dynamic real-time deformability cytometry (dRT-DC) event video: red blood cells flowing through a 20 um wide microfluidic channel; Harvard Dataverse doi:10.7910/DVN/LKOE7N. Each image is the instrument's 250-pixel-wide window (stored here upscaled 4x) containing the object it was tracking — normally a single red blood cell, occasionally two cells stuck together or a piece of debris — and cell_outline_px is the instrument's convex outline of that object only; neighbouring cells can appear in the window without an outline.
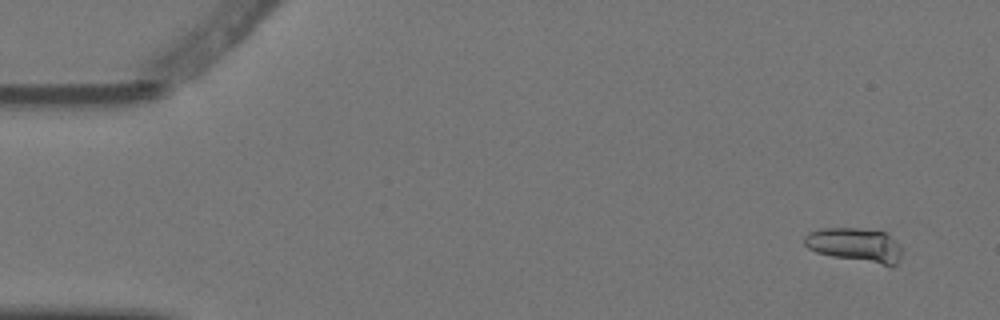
{"species": "Egyptian fruit bat (a non-hibernating species)", "species_latin": "Rousettus aegyptiacus", "temperature_condition": "warm", "stored_images_in_passage": 7, "camera_frame_rate_fps": 3000, "um_per_image_px": 0.085, "animal": {"sex": "female"}, "frame": {"image": 1, "passage_image": 1, "time_ms": 0.0, "image_size_px": [1000, 320], "cell_outline_px": [[904, 252], [900, 260], [892, 268], [888, 268], [832, 256], [816, 252], [808, 248], [804, 244], [804, 236], [808, 232], [820, 228], [860, 228], [884, 232], [896, 240], [904, 248]], "centroid_in_image_um": [72.78, 20.87], "position_along_channel_um": 12.2, "area_um2": 20.29}}